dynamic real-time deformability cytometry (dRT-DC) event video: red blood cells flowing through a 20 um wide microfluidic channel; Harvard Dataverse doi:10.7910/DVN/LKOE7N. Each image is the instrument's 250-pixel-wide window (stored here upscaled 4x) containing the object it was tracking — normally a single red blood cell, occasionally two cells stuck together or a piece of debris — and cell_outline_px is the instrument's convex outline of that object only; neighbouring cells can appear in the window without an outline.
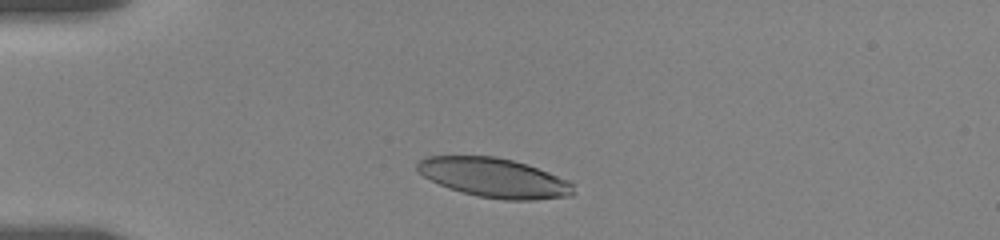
{"species": "human", "species_latin": "Homo sapiens", "temperature_condition": "room temperature", "stored_images_in_passage": 53, "camera_frame_rate_fps": 3000, "um_per_image_px": 0.085, "donor": {"sex": "female"}, "frame": {"image": 1, "passage_image": 1, "time_ms": 0.0, "image_size_px": [1000, 240], "cell_outline_px": [[576, 192], [572, 196], [532, 200], [504, 200], [476, 196], [448, 188], [424, 176], [416, 168], [416, 164], [424, 156], [496, 156], [512, 160], [548, 172], [568, 180], [572, 184]], "centroid_in_image_um": [42.01, 15.12], "position_along_channel_um": 43.0, "area_um2": 35.72}}
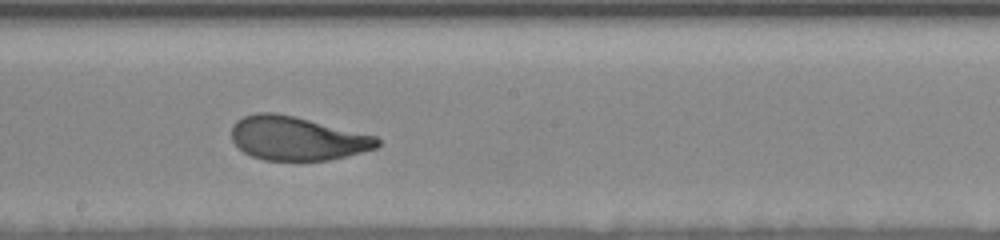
{"frame": {"image": 2, "passage_image": 25, "time_ms": 6.0, "image_size_px": [1000, 240], "cell_outline_px": [[380, 144], [376, 148], [328, 160], [264, 160], [252, 156], [244, 152], [232, 140], [232, 124], [236, 120], [244, 116], [256, 112], [276, 112], [296, 116], [376, 136], [380, 140]], "centroid_in_image_um": [25.22, 11.74], "position_along_channel_um": 223.0, "area_um2": 37.17}}
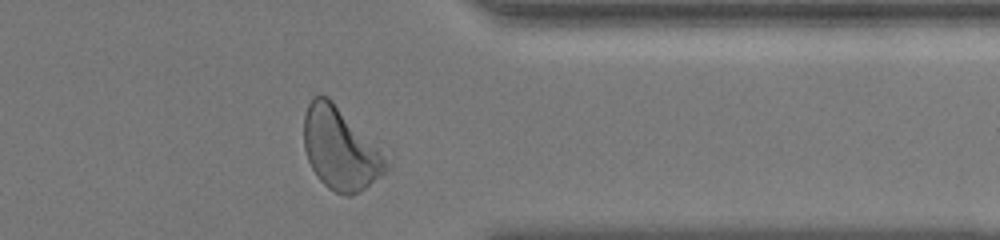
{"frame": {"image": 3, "passage_image": 46, "time_ms": 10.667, "image_size_px": [1000, 240], "cell_outline_px": [[392, 168], [360, 192], [352, 196], [344, 196], [328, 188], [316, 176], [308, 160], [304, 148], [304, 116], [308, 104], [312, 96], [328, 96], [332, 100]], "centroid_in_image_um": [28.86, 12.7], "position_along_channel_um": 382.5, "area_um2": 38.21}, "authors_computed_cell_mechanics": {"area_um2": 37.8012, "velocity_mm_per_s": 3.5192, "shape_relaxation_time_tau1_ms": 2.8702, "shape_relaxation_time_tau2_ms": 0.9285, "deformation_change_tau1": 0.1615, "deformation_change_tau2": 0.0682}}